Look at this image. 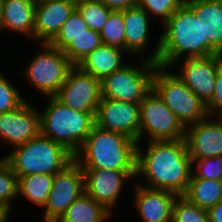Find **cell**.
Segmentation results:
<instances>
[{
  "instance_id": "obj_15",
  "label": "cell",
  "mask_w": 222,
  "mask_h": 222,
  "mask_svg": "<svg viewBox=\"0 0 222 222\" xmlns=\"http://www.w3.org/2000/svg\"><path fill=\"white\" fill-rule=\"evenodd\" d=\"M0 114V144L13 148L41 134L40 113L32 99ZM32 102V103H31Z\"/></svg>"
},
{
  "instance_id": "obj_27",
  "label": "cell",
  "mask_w": 222,
  "mask_h": 222,
  "mask_svg": "<svg viewBox=\"0 0 222 222\" xmlns=\"http://www.w3.org/2000/svg\"><path fill=\"white\" fill-rule=\"evenodd\" d=\"M102 44L100 32L86 29L83 34L75 38L64 50V54L70 62L76 66L94 49Z\"/></svg>"
},
{
  "instance_id": "obj_17",
  "label": "cell",
  "mask_w": 222,
  "mask_h": 222,
  "mask_svg": "<svg viewBox=\"0 0 222 222\" xmlns=\"http://www.w3.org/2000/svg\"><path fill=\"white\" fill-rule=\"evenodd\" d=\"M185 141L191 159L222 155V117L207 116L186 126Z\"/></svg>"
},
{
  "instance_id": "obj_40",
  "label": "cell",
  "mask_w": 222,
  "mask_h": 222,
  "mask_svg": "<svg viewBox=\"0 0 222 222\" xmlns=\"http://www.w3.org/2000/svg\"><path fill=\"white\" fill-rule=\"evenodd\" d=\"M74 3H79V2H82V1H89V0H72Z\"/></svg>"
},
{
  "instance_id": "obj_38",
  "label": "cell",
  "mask_w": 222,
  "mask_h": 222,
  "mask_svg": "<svg viewBox=\"0 0 222 222\" xmlns=\"http://www.w3.org/2000/svg\"><path fill=\"white\" fill-rule=\"evenodd\" d=\"M1 33L5 34L6 33V28H5V25H4L3 14H2L1 6H0V37H2Z\"/></svg>"
},
{
  "instance_id": "obj_12",
  "label": "cell",
  "mask_w": 222,
  "mask_h": 222,
  "mask_svg": "<svg viewBox=\"0 0 222 222\" xmlns=\"http://www.w3.org/2000/svg\"><path fill=\"white\" fill-rule=\"evenodd\" d=\"M122 14L125 26V51L130 57L136 56L135 58L157 63L160 54V33L155 36L156 42L154 41L152 51L149 52L148 49L153 39L151 34H154L151 32L155 29L151 17L138 4L122 10Z\"/></svg>"
},
{
  "instance_id": "obj_35",
  "label": "cell",
  "mask_w": 222,
  "mask_h": 222,
  "mask_svg": "<svg viewBox=\"0 0 222 222\" xmlns=\"http://www.w3.org/2000/svg\"><path fill=\"white\" fill-rule=\"evenodd\" d=\"M206 107L209 116L222 117V60L218 65L214 96Z\"/></svg>"
},
{
  "instance_id": "obj_21",
  "label": "cell",
  "mask_w": 222,
  "mask_h": 222,
  "mask_svg": "<svg viewBox=\"0 0 222 222\" xmlns=\"http://www.w3.org/2000/svg\"><path fill=\"white\" fill-rule=\"evenodd\" d=\"M124 56L130 57L125 50L101 44L76 66L82 72L93 75L96 79L102 81L128 63V61H125L128 58Z\"/></svg>"
},
{
  "instance_id": "obj_25",
  "label": "cell",
  "mask_w": 222,
  "mask_h": 222,
  "mask_svg": "<svg viewBox=\"0 0 222 222\" xmlns=\"http://www.w3.org/2000/svg\"><path fill=\"white\" fill-rule=\"evenodd\" d=\"M183 196L201 209L208 210L222 200V181L196 178L192 174Z\"/></svg>"
},
{
  "instance_id": "obj_18",
  "label": "cell",
  "mask_w": 222,
  "mask_h": 222,
  "mask_svg": "<svg viewBox=\"0 0 222 222\" xmlns=\"http://www.w3.org/2000/svg\"><path fill=\"white\" fill-rule=\"evenodd\" d=\"M202 29V57L222 54V0H185Z\"/></svg>"
},
{
  "instance_id": "obj_13",
  "label": "cell",
  "mask_w": 222,
  "mask_h": 222,
  "mask_svg": "<svg viewBox=\"0 0 222 222\" xmlns=\"http://www.w3.org/2000/svg\"><path fill=\"white\" fill-rule=\"evenodd\" d=\"M221 60L222 54L188 58L178 60L170 68L207 105L214 96L218 65Z\"/></svg>"
},
{
  "instance_id": "obj_33",
  "label": "cell",
  "mask_w": 222,
  "mask_h": 222,
  "mask_svg": "<svg viewBox=\"0 0 222 222\" xmlns=\"http://www.w3.org/2000/svg\"><path fill=\"white\" fill-rule=\"evenodd\" d=\"M185 0H137V4L151 17L157 18L163 25L173 13L179 9Z\"/></svg>"
},
{
  "instance_id": "obj_10",
  "label": "cell",
  "mask_w": 222,
  "mask_h": 222,
  "mask_svg": "<svg viewBox=\"0 0 222 222\" xmlns=\"http://www.w3.org/2000/svg\"><path fill=\"white\" fill-rule=\"evenodd\" d=\"M84 192V171L73 160L54 175L47 203L41 210L43 213L41 212L40 222H57L68 207Z\"/></svg>"
},
{
  "instance_id": "obj_4",
  "label": "cell",
  "mask_w": 222,
  "mask_h": 222,
  "mask_svg": "<svg viewBox=\"0 0 222 222\" xmlns=\"http://www.w3.org/2000/svg\"><path fill=\"white\" fill-rule=\"evenodd\" d=\"M40 113L41 135L64 146L75 155L95 125L96 113L79 112L62 104L55 96L45 97ZM48 102V103H47Z\"/></svg>"
},
{
  "instance_id": "obj_41",
  "label": "cell",
  "mask_w": 222,
  "mask_h": 222,
  "mask_svg": "<svg viewBox=\"0 0 222 222\" xmlns=\"http://www.w3.org/2000/svg\"><path fill=\"white\" fill-rule=\"evenodd\" d=\"M35 3H40V2H44V1H48V0H34Z\"/></svg>"
},
{
  "instance_id": "obj_6",
  "label": "cell",
  "mask_w": 222,
  "mask_h": 222,
  "mask_svg": "<svg viewBox=\"0 0 222 222\" xmlns=\"http://www.w3.org/2000/svg\"><path fill=\"white\" fill-rule=\"evenodd\" d=\"M39 45V46H38ZM25 68L21 70L23 79L37 94L44 97L55 96L68 72L74 67L64 52L49 43H39ZM41 48V49H40Z\"/></svg>"
},
{
  "instance_id": "obj_24",
  "label": "cell",
  "mask_w": 222,
  "mask_h": 222,
  "mask_svg": "<svg viewBox=\"0 0 222 222\" xmlns=\"http://www.w3.org/2000/svg\"><path fill=\"white\" fill-rule=\"evenodd\" d=\"M111 216L114 215L84 192L57 222H110Z\"/></svg>"
},
{
  "instance_id": "obj_22",
  "label": "cell",
  "mask_w": 222,
  "mask_h": 222,
  "mask_svg": "<svg viewBox=\"0 0 222 222\" xmlns=\"http://www.w3.org/2000/svg\"><path fill=\"white\" fill-rule=\"evenodd\" d=\"M6 32L34 40V0H0Z\"/></svg>"
},
{
  "instance_id": "obj_9",
  "label": "cell",
  "mask_w": 222,
  "mask_h": 222,
  "mask_svg": "<svg viewBox=\"0 0 222 222\" xmlns=\"http://www.w3.org/2000/svg\"><path fill=\"white\" fill-rule=\"evenodd\" d=\"M185 131L186 127L152 89L140 103V143L185 139Z\"/></svg>"
},
{
  "instance_id": "obj_39",
  "label": "cell",
  "mask_w": 222,
  "mask_h": 222,
  "mask_svg": "<svg viewBox=\"0 0 222 222\" xmlns=\"http://www.w3.org/2000/svg\"><path fill=\"white\" fill-rule=\"evenodd\" d=\"M10 218L0 210V222H7Z\"/></svg>"
},
{
  "instance_id": "obj_11",
  "label": "cell",
  "mask_w": 222,
  "mask_h": 222,
  "mask_svg": "<svg viewBox=\"0 0 222 222\" xmlns=\"http://www.w3.org/2000/svg\"><path fill=\"white\" fill-rule=\"evenodd\" d=\"M84 171L85 192L97 203L102 204L113 215L128 183L131 188L136 182V171L104 169H82ZM127 185V186H126ZM124 191V192H123ZM122 193V194H121Z\"/></svg>"
},
{
  "instance_id": "obj_16",
  "label": "cell",
  "mask_w": 222,
  "mask_h": 222,
  "mask_svg": "<svg viewBox=\"0 0 222 222\" xmlns=\"http://www.w3.org/2000/svg\"><path fill=\"white\" fill-rule=\"evenodd\" d=\"M95 125L122 133L140 143V104L101 98Z\"/></svg>"
},
{
  "instance_id": "obj_7",
  "label": "cell",
  "mask_w": 222,
  "mask_h": 222,
  "mask_svg": "<svg viewBox=\"0 0 222 222\" xmlns=\"http://www.w3.org/2000/svg\"><path fill=\"white\" fill-rule=\"evenodd\" d=\"M152 89L185 127L208 116L206 105L171 71V68L157 66Z\"/></svg>"
},
{
  "instance_id": "obj_30",
  "label": "cell",
  "mask_w": 222,
  "mask_h": 222,
  "mask_svg": "<svg viewBox=\"0 0 222 222\" xmlns=\"http://www.w3.org/2000/svg\"><path fill=\"white\" fill-rule=\"evenodd\" d=\"M102 44L125 50V26L122 11H111L100 31Z\"/></svg>"
},
{
  "instance_id": "obj_29",
  "label": "cell",
  "mask_w": 222,
  "mask_h": 222,
  "mask_svg": "<svg viewBox=\"0 0 222 222\" xmlns=\"http://www.w3.org/2000/svg\"><path fill=\"white\" fill-rule=\"evenodd\" d=\"M88 28L81 14L75 9L62 25L57 36L49 44L63 51L75 38L83 34Z\"/></svg>"
},
{
  "instance_id": "obj_32",
  "label": "cell",
  "mask_w": 222,
  "mask_h": 222,
  "mask_svg": "<svg viewBox=\"0 0 222 222\" xmlns=\"http://www.w3.org/2000/svg\"><path fill=\"white\" fill-rule=\"evenodd\" d=\"M1 68V67H0ZM13 80H10L6 72L0 69V114L19 107L27 98L22 95Z\"/></svg>"
},
{
  "instance_id": "obj_20",
  "label": "cell",
  "mask_w": 222,
  "mask_h": 222,
  "mask_svg": "<svg viewBox=\"0 0 222 222\" xmlns=\"http://www.w3.org/2000/svg\"><path fill=\"white\" fill-rule=\"evenodd\" d=\"M76 9L72 0H48L36 3L34 41L50 43Z\"/></svg>"
},
{
  "instance_id": "obj_2",
  "label": "cell",
  "mask_w": 222,
  "mask_h": 222,
  "mask_svg": "<svg viewBox=\"0 0 222 222\" xmlns=\"http://www.w3.org/2000/svg\"><path fill=\"white\" fill-rule=\"evenodd\" d=\"M74 160L82 169L136 171L137 142L94 125Z\"/></svg>"
},
{
  "instance_id": "obj_3",
  "label": "cell",
  "mask_w": 222,
  "mask_h": 222,
  "mask_svg": "<svg viewBox=\"0 0 222 222\" xmlns=\"http://www.w3.org/2000/svg\"><path fill=\"white\" fill-rule=\"evenodd\" d=\"M160 27L158 66L170 68L178 60L202 58L201 25L185 3Z\"/></svg>"
},
{
  "instance_id": "obj_14",
  "label": "cell",
  "mask_w": 222,
  "mask_h": 222,
  "mask_svg": "<svg viewBox=\"0 0 222 222\" xmlns=\"http://www.w3.org/2000/svg\"><path fill=\"white\" fill-rule=\"evenodd\" d=\"M55 97L70 109L97 113L101 100V81L74 66Z\"/></svg>"
},
{
  "instance_id": "obj_1",
  "label": "cell",
  "mask_w": 222,
  "mask_h": 222,
  "mask_svg": "<svg viewBox=\"0 0 222 222\" xmlns=\"http://www.w3.org/2000/svg\"><path fill=\"white\" fill-rule=\"evenodd\" d=\"M142 143H137L136 183L184 195L193 170L185 139Z\"/></svg>"
},
{
  "instance_id": "obj_31",
  "label": "cell",
  "mask_w": 222,
  "mask_h": 222,
  "mask_svg": "<svg viewBox=\"0 0 222 222\" xmlns=\"http://www.w3.org/2000/svg\"><path fill=\"white\" fill-rule=\"evenodd\" d=\"M172 222H210V220L207 210L201 209L180 195L173 204Z\"/></svg>"
},
{
  "instance_id": "obj_34",
  "label": "cell",
  "mask_w": 222,
  "mask_h": 222,
  "mask_svg": "<svg viewBox=\"0 0 222 222\" xmlns=\"http://www.w3.org/2000/svg\"><path fill=\"white\" fill-rule=\"evenodd\" d=\"M192 174L196 178L222 181V155L192 159Z\"/></svg>"
},
{
  "instance_id": "obj_5",
  "label": "cell",
  "mask_w": 222,
  "mask_h": 222,
  "mask_svg": "<svg viewBox=\"0 0 222 222\" xmlns=\"http://www.w3.org/2000/svg\"><path fill=\"white\" fill-rule=\"evenodd\" d=\"M8 152L3 158L17 176L55 175L74 160V155L64 146L41 134Z\"/></svg>"
},
{
  "instance_id": "obj_23",
  "label": "cell",
  "mask_w": 222,
  "mask_h": 222,
  "mask_svg": "<svg viewBox=\"0 0 222 222\" xmlns=\"http://www.w3.org/2000/svg\"><path fill=\"white\" fill-rule=\"evenodd\" d=\"M17 177V200H26L30 206L43 209L52 188L54 175L31 174Z\"/></svg>"
},
{
  "instance_id": "obj_36",
  "label": "cell",
  "mask_w": 222,
  "mask_h": 222,
  "mask_svg": "<svg viewBox=\"0 0 222 222\" xmlns=\"http://www.w3.org/2000/svg\"><path fill=\"white\" fill-rule=\"evenodd\" d=\"M112 11H122L137 4V0H98Z\"/></svg>"
},
{
  "instance_id": "obj_19",
  "label": "cell",
  "mask_w": 222,
  "mask_h": 222,
  "mask_svg": "<svg viewBox=\"0 0 222 222\" xmlns=\"http://www.w3.org/2000/svg\"><path fill=\"white\" fill-rule=\"evenodd\" d=\"M131 197V206L136 209L141 222H172L173 204L177 194L167 191L152 189L134 183Z\"/></svg>"
},
{
  "instance_id": "obj_8",
  "label": "cell",
  "mask_w": 222,
  "mask_h": 222,
  "mask_svg": "<svg viewBox=\"0 0 222 222\" xmlns=\"http://www.w3.org/2000/svg\"><path fill=\"white\" fill-rule=\"evenodd\" d=\"M101 81V98L140 104L152 90L157 63L135 58ZM132 62V63H129Z\"/></svg>"
},
{
  "instance_id": "obj_28",
  "label": "cell",
  "mask_w": 222,
  "mask_h": 222,
  "mask_svg": "<svg viewBox=\"0 0 222 222\" xmlns=\"http://www.w3.org/2000/svg\"><path fill=\"white\" fill-rule=\"evenodd\" d=\"M76 9L81 14L88 27L98 32L103 29L112 11L98 0H89L76 3Z\"/></svg>"
},
{
  "instance_id": "obj_37",
  "label": "cell",
  "mask_w": 222,
  "mask_h": 222,
  "mask_svg": "<svg viewBox=\"0 0 222 222\" xmlns=\"http://www.w3.org/2000/svg\"><path fill=\"white\" fill-rule=\"evenodd\" d=\"M210 222H222V200L207 210Z\"/></svg>"
},
{
  "instance_id": "obj_26",
  "label": "cell",
  "mask_w": 222,
  "mask_h": 222,
  "mask_svg": "<svg viewBox=\"0 0 222 222\" xmlns=\"http://www.w3.org/2000/svg\"><path fill=\"white\" fill-rule=\"evenodd\" d=\"M18 177L13 172L9 163L0 157V210L9 218L13 213V206L17 201ZM13 205V206H12Z\"/></svg>"
}]
</instances>
